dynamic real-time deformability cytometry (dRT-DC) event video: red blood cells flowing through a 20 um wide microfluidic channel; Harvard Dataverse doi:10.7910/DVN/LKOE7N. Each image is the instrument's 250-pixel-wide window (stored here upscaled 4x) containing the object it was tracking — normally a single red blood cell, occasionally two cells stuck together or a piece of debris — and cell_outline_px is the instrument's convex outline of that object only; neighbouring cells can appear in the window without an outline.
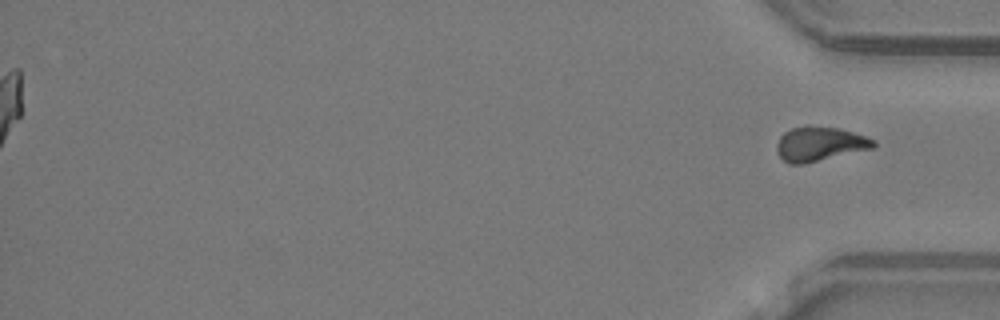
{"species": "common noctule bat (a hibernating species)", "species_latin": "Nyctalus noctula", "temperature_condition": "warm", "stored_images_in_passage": 51, "segment_of_instrument_passage": [2, 2], "camera_frame_rate_fps": 3000, "um_per_image_px": 0.085, "animal": {"sex": "male", "body_mass_g": 19.2, "forearm_length_mm": 51.8}, "frame": {"image": 1, "passage_image": 51, "time_ms": 16.667, "image_size_px": [1000, 320], "cell_outline_px": [[876, 144], [872, 148], [804, 164], [788, 164], [776, 152], [776, 144], [780, 136], [784, 132], [792, 128], [836, 128], [868, 136], [876, 140]], "centroid_in_image_um": [69.67, 12.27], "position_along_channel_um": 365.5, "area_um2": 18.9}}